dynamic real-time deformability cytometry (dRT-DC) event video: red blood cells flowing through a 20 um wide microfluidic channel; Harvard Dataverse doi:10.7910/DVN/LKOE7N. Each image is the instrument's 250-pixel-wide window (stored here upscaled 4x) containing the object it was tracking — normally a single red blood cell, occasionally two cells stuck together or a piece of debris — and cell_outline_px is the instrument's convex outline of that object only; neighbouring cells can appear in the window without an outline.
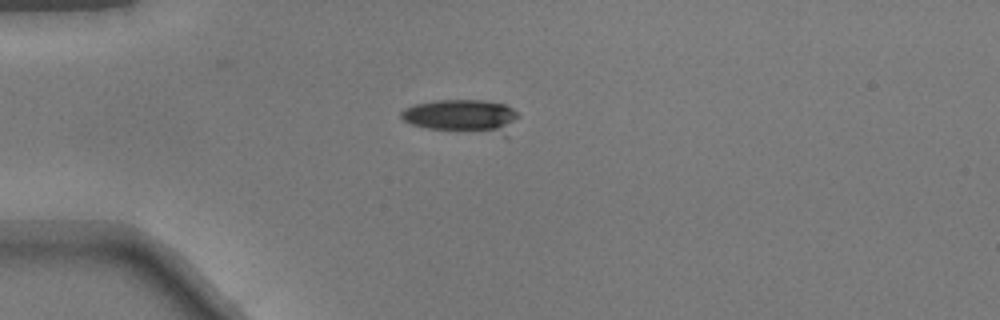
{"species": "common noctule bat (a hibernating species)", "species_latin": "Nyctalus noctula", "temperature_condition": "warm", "stored_images_in_passage": 16, "camera_frame_rate_fps": 3000, "um_per_image_px": 0.085, "animal": {"sex": "male", "body_mass_g": 17.9}, "frame": {"image": 1, "passage_image": 1, "time_ms": 0.0, "image_size_px": [1000, 320], "cell_outline_px": [[520, 116], [508, 136], [504, 136], [428, 128], [412, 124], [404, 120], [400, 116], [400, 112], [404, 108], [416, 104], [436, 100], [484, 100], [504, 104], [512, 108]], "centroid_in_image_um": [39.37, 9.89], "position_along_channel_um": 45.6, "area_um2": 23.24}}
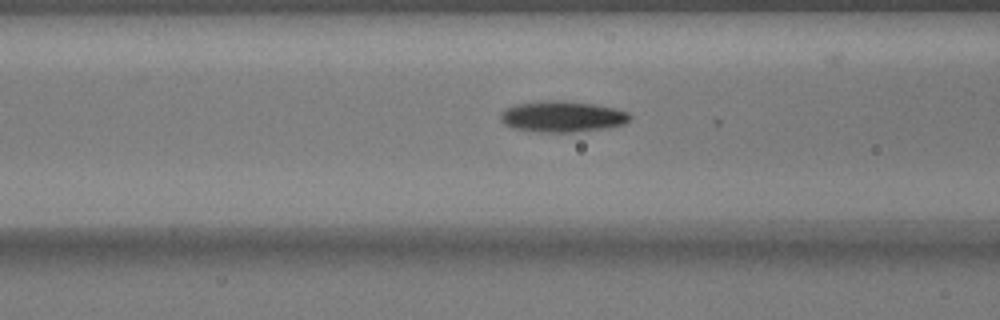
{"frame": {"image": 2, "passage_image": 8, "time_ms": 2.333, "image_size_px": [1000, 320], "cell_outline_px": [[632, 116], [624, 124], [608, 128], [572, 132], [540, 132], [512, 128], [504, 124], [500, 120], [500, 112], [516, 104], [544, 100], [564, 100], [592, 104], [612, 108], [628, 112]], "centroid_in_image_um": [47.77, 9.91], "position_along_channel_um": 118.8, "area_um2": 23.41}}
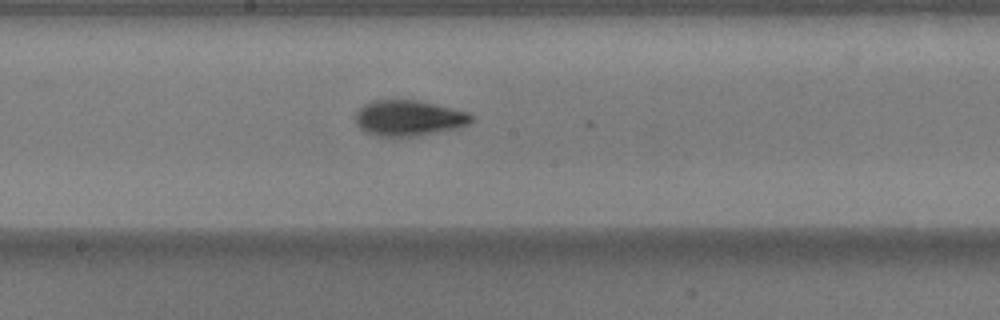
{"frame": {"image": 3, "passage_image": 15, "time_ms": 4.667, "image_size_px": [1000, 320], "cell_outline_px": [[476, 120], [460, 128], [412, 136], [372, 136], [364, 132], [356, 124], [356, 112], [364, 104], [372, 100], [416, 100], [452, 108], [468, 112], [476, 116]], "centroid_in_image_um": [34.76, 10.04], "position_along_channel_um": 213.4, "area_um2": 24.28}}